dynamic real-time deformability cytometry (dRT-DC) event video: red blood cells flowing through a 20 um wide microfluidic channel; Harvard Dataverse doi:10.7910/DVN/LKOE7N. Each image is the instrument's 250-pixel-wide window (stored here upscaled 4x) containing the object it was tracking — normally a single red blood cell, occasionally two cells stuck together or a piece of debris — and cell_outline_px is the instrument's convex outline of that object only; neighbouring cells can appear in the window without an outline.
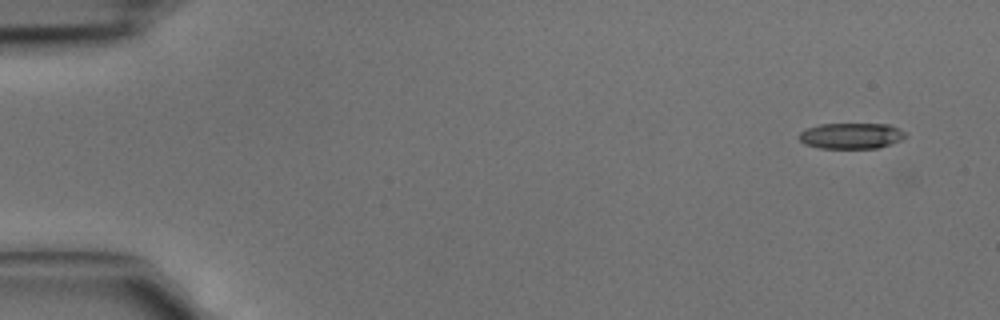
{"species": "common noctule bat (a hibernating species)", "species_latin": "Nyctalus noctula", "temperature_condition": "cold", "stored_images_in_passage": 4, "camera_frame_rate_fps": 3000, "um_per_image_px": 0.085, "animal": {"sex": "male", "body_mass_g": 15.6}, "frame": {"image": 1, "passage_image": 1, "time_ms": 0.0, "image_size_px": [1000, 320], "cell_outline_px": [[904, 136], [900, 140], [876, 148], [820, 148], [804, 144], [796, 136], [804, 128], [820, 124], [888, 124], [900, 128], [904, 132]], "centroid_in_image_um": [72.27, 11.53], "position_along_channel_um": 12.7, "area_um2": 16.01}}
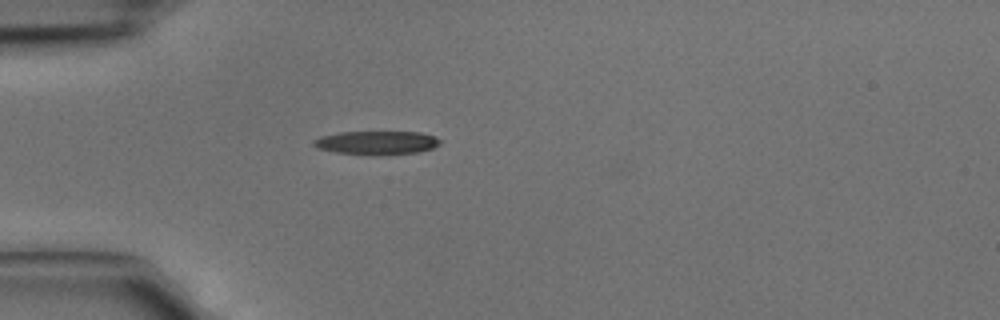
{"frame": {"image": 2, "passage_image": 4, "time_ms": 1.0, "image_size_px": [1000, 320], "cell_outline_px": [[440, 144], [432, 148], [416, 152], [384, 156], [372, 156], [336, 152], [316, 148], [312, 144], [312, 140], [320, 136], [340, 132], [420, 132], [436, 136], [440, 140]], "centroid_in_image_um": [31.99, 12.14], "position_along_channel_um": 53.0, "area_um2": 17.74}}